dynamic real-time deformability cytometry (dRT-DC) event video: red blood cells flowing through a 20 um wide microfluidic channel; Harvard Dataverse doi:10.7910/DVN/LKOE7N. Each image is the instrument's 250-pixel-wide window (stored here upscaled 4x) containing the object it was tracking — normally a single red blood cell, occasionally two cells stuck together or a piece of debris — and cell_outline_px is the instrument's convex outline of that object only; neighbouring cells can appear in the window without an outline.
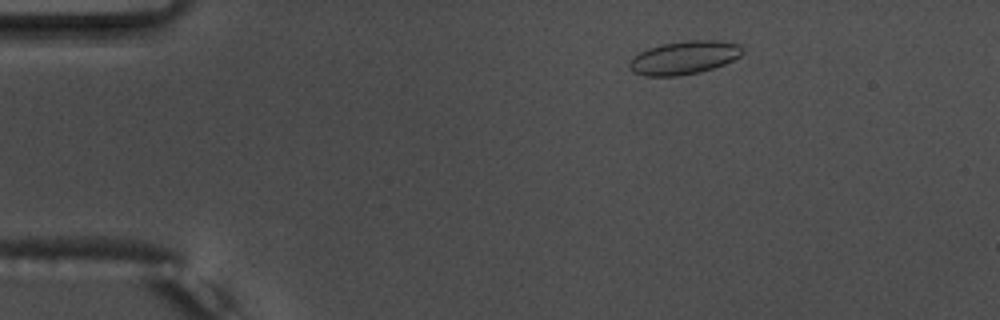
{"species": "common noctule bat (a hibernating species)", "species_latin": "Nyctalus noctula", "temperature_condition": "warm", "stored_images_in_passage": 52, "camera_frame_rate_fps": 3000, "um_per_image_px": 0.085, "animal": {"sex": "male", "body_mass_g": 17.5, "forearm_length_mm": 52.3}, "frame": {"image": 1, "passage_image": 7, "time_ms": 2.0, "image_size_px": [1000, 320], "cell_outline_px": [[744, 52], [740, 56], [724, 64], [700, 72], [676, 76], [644, 76], [632, 72], [628, 68], [628, 64], [632, 56], [648, 48], [664, 44], [688, 40], [716, 40], [740, 44], [744, 48]], "centroid_in_image_um": [58.13, 4.9], "position_along_channel_um": 26.9, "area_um2": 22.08}}
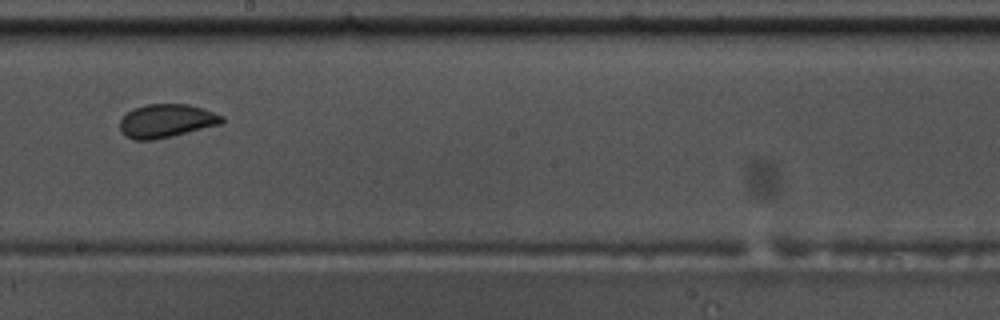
{"frame": {"image": 2, "passage_image": 29, "time_ms": 9.333, "image_size_px": [1000, 320], "cell_outline_px": [[224, 120], [220, 124], [156, 140], [136, 140], [124, 136], [120, 132], [120, 120], [132, 108], [144, 104], [188, 104], [204, 108], [224, 116]], "centroid_in_image_um": [14.12, 10.27], "position_along_channel_um": 234.1, "area_um2": 20.06}}
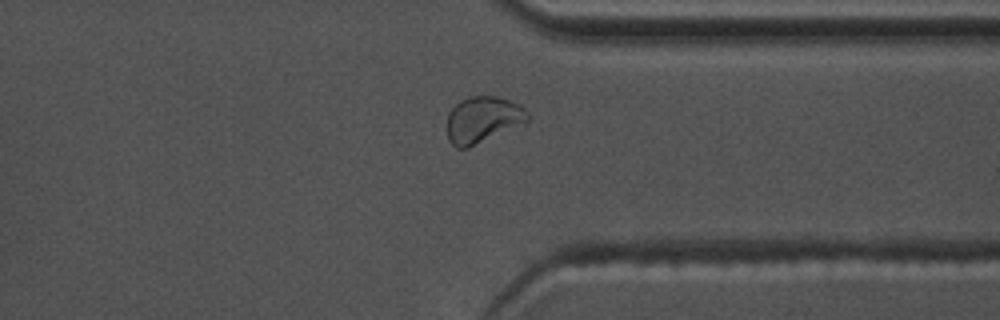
{"frame": {"image": 3, "passage_image": 40, "time_ms": 13.0, "image_size_px": [1000, 320], "cell_outline_px": [[528, 120], [468, 148], [456, 148], [448, 140], [448, 112], [460, 100], [468, 96], [496, 96], [520, 104], [528, 112]], "centroid_in_image_um": [41.0, 10.15], "position_along_channel_um": 370.4, "area_um2": 21.39}, "authors_computed_cell_mechanics": {"area_um2": 20.519, "velocity_mm_per_s": 3.7396, "shape_relaxation_time_tau1_ms": 5.7642, "shape_relaxation_time_tau2_ms": 0.633, "deformation_change_tau1": 0.1097, "deformation_change_tau2": 0.0601}}